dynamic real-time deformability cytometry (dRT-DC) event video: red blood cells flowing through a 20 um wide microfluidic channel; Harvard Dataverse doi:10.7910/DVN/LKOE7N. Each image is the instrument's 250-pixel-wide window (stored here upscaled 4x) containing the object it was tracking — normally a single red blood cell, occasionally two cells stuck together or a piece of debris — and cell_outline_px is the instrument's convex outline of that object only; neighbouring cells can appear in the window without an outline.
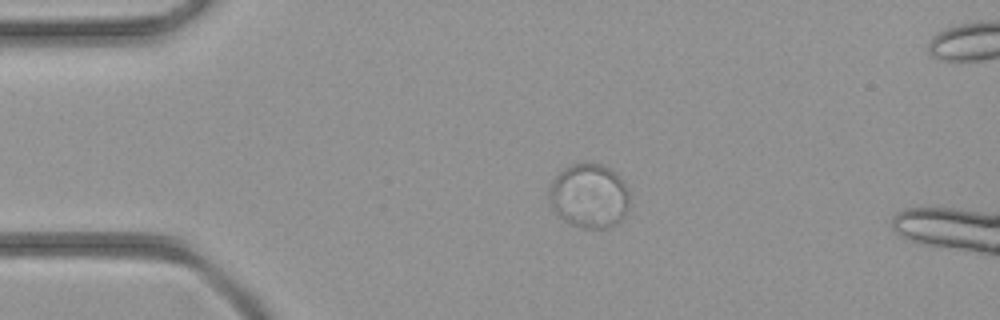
{"species": "common noctule bat (a hibernating species)", "species_latin": "Nyctalus noctula", "temperature_condition": "room temperature", "stored_images_in_passage": 53, "camera_frame_rate_fps": 3000, "um_per_image_px": 0.085, "animal": {"sex": "female", "body_mass_g": 21.9}, "frame": {"image": 1, "passage_image": 12, "time_ms": 3.667, "image_size_px": [1000, 320], "cell_outline_px": [[628, 208], [624, 216], [616, 224], [608, 228], [580, 228], [564, 220], [552, 208], [548, 196], [548, 188], [552, 180], [564, 168], [572, 164], [600, 164], [612, 168], [624, 180], [628, 188]], "centroid_in_image_um": [50.09, 16.65], "position_along_channel_um": 34.9, "area_um2": 30.35}}
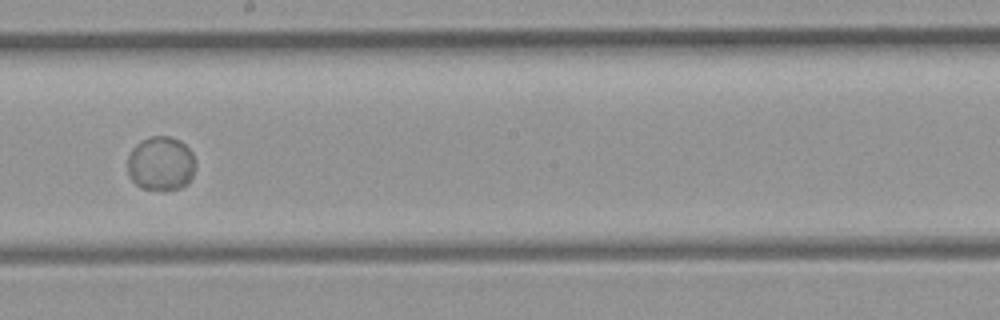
{"frame": {"image": 2, "passage_image": 30, "time_ms": 9.667, "image_size_px": [1000, 320], "cell_outline_px": [[196, 168], [188, 184], [180, 188], [164, 192], [160, 192], [140, 188], [128, 176], [128, 156], [132, 148], [140, 140], [152, 136], [168, 136], [180, 140], [192, 152], [196, 160]], "centroid_in_image_um": [13.69, 13.94], "position_along_channel_um": 234.5, "area_um2": 22.14}}
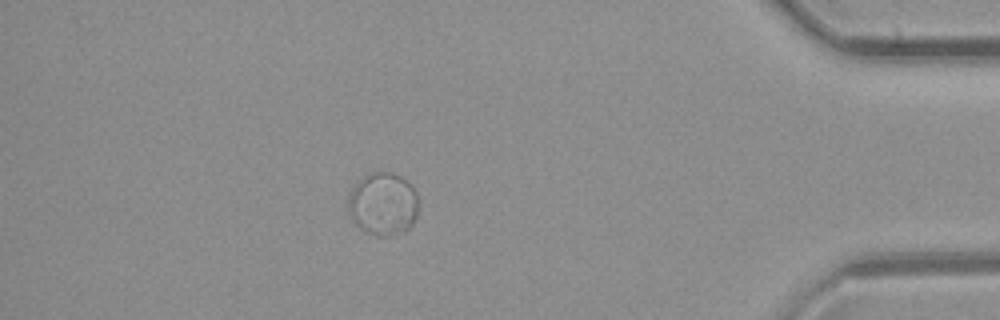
{"frame": {"image": 3, "passage_image": 46, "time_ms": 15.0, "image_size_px": [1000, 320], "cell_outline_px": [[416, 216], [412, 224], [404, 232], [384, 236], [376, 236], [364, 232], [348, 216], [348, 196], [352, 188], [368, 172], [392, 172], [400, 176], [416, 192]], "centroid_in_image_um": [32.5, 17.35], "position_along_channel_um": 402.7, "area_um2": 25.66}}